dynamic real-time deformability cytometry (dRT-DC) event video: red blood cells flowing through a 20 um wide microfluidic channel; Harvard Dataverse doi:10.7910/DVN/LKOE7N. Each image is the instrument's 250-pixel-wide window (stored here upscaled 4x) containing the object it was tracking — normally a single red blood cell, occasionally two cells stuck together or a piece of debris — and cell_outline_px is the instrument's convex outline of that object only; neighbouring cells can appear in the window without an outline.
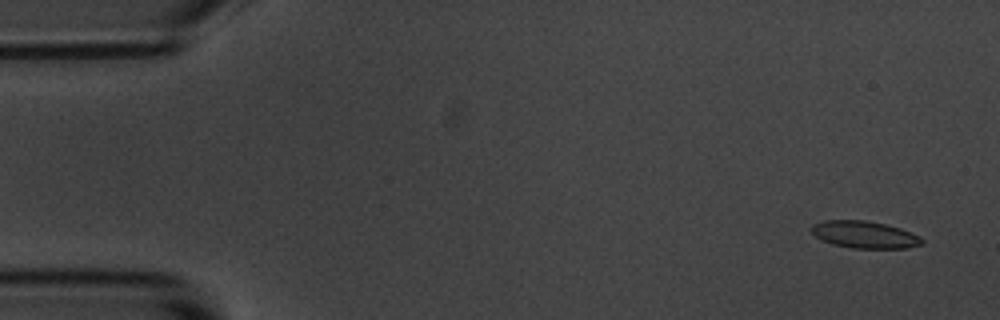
{"species": "common noctule bat (a hibernating species)", "species_latin": "Nyctalus noctula", "temperature_condition": "room temperature", "stored_images_in_passage": 54, "camera_frame_rate_fps": 3000, "um_per_image_px": 0.085, "animal": {"sex": "male", "body_mass_g": 20.1, "forearm_length_mm": 53.5}, "frame": {"image": 1, "passage_image": 2, "time_ms": 0.333, "image_size_px": [1000, 320], "cell_outline_px": [[924, 244], [908, 248], [852, 248], [832, 244], [816, 236], [812, 232], [812, 224], [824, 220], [864, 220], [888, 224], [900, 228], [920, 236], [924, 240]], "centroid_in_image_um": [73.53, 19.94], "position_along_channel_um": 11.5, "area_um2": 17.51}}
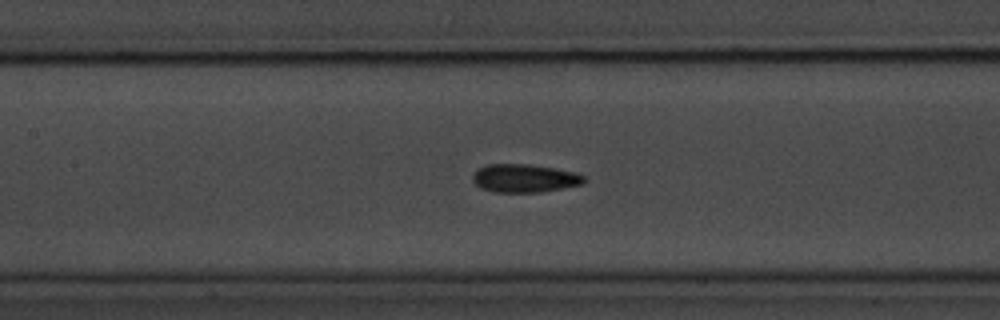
{"frame": {"image": 2, "passage_image": 24, "time_ms": 7.667, "image_size_px": [1000, 320], "cell_outline_px": [[584, 184], [540, 192], [492, 192], [480, 188], [472, 180], [472, 176], [480, 168], [488, 164], [524, 164], [552, 168], [576, 172], [584, 176]], "centroid_in_image_um": [44.57, 15.16], "position_along_channel_um": 162.8, "area_um2": 18.15}}
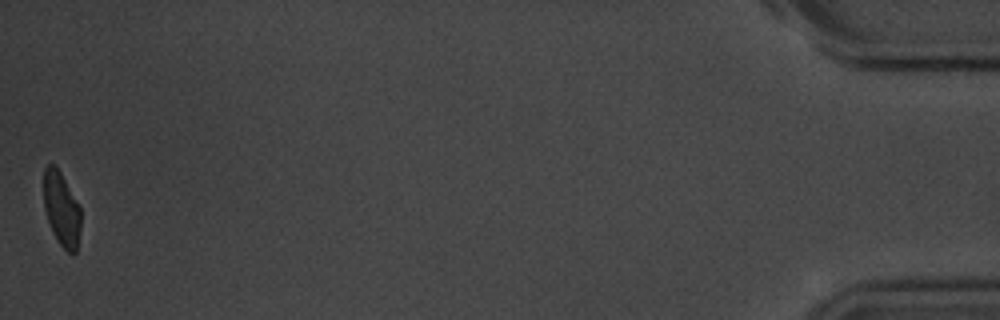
{"frame": {"image": 3, "passage_image": 54, "time_ms": 17.667, "image_size_px": [1000, 320], "cell_outline_px": [[80, 228], [76, 252], [72, 256], [56, 240], [48, 220], [44, 208], [44, 168], [48, 164], [52, 164], [60, 172], [80, 208]], "centroid_in_image_um": [5.22, 17.81], "position_along_channel_um": 430.0, "area_um2": 15.72}, "authors_computed_cell_mechanics": {"area_um2": 17.6868, "velocity_mm_per_s": 3.639, "shape_relaxation_time_tau1_ms": 3.0468, "shape_relaxation_time_tau2_ms": 2.7467, "deformation_change_tau1": 0.1057, "deformation_change_tau2": 0.0956}}